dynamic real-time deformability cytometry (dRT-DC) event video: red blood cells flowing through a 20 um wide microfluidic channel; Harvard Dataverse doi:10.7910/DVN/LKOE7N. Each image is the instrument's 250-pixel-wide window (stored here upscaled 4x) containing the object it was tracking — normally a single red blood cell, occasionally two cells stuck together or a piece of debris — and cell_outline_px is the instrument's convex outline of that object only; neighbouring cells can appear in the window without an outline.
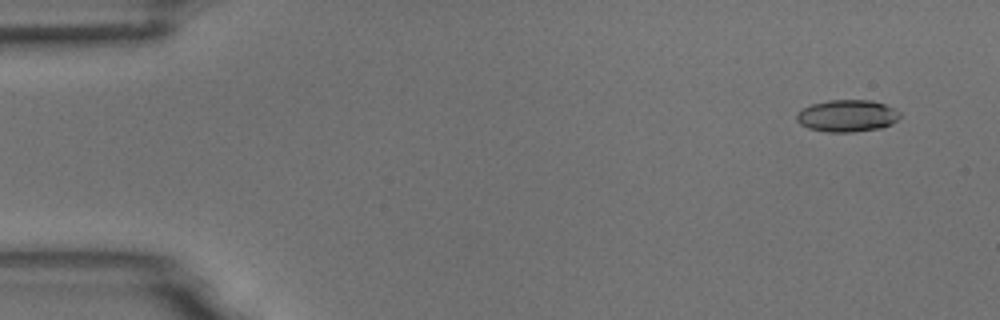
{"species": "common noctule bat (a hibernating species)", "species_latin": "Nyctalus noctula", "temperature_condition": "room temperature", "stored_images_in_passage": 6, "camera_frame_rate_fps": 3000, "um_per_image_px": 0.085, "animal": {"sex": "male", "body_mass_g": 18.8}, "frame": {"image": 1, "passage_image": 1, "time_ms": 0.0, "image_size_px": [1000, 320], "cell_outline_px": [[900, 116], [892, 124], [880, 128], [852, 132], [828, 132], [808, 128], [800, 124], [796, 120], [796, 116], [804, 108], [812, 104], [828, 100], [872, 100], [884, 104], [900, 112]], "centroid_in_image_um": [72.01, 9.85], "position_along_channel_um": 13.0, "area_um2": 19.13}}